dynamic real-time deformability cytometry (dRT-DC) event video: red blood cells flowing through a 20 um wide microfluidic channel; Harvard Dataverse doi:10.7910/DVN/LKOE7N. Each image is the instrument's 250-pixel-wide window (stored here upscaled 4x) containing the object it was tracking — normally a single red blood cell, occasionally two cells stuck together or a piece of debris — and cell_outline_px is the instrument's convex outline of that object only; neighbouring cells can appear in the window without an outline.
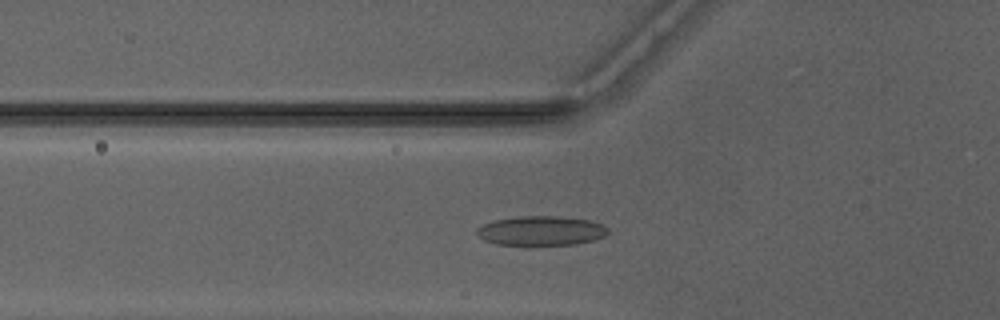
{"species": "Egyptian fruit bat (a non-hibernating species)", "species_latin": "Rousettus aegyptiacus", "temperature_condition": "warm", "stored_images_in_passage": 43, "camera_frame_rate_fps": 3000, "um_per_image_px": 0.085, "animal": {"sex": "male"}, "frame": {"image": 1, "passage_image": 11, "time_ms": 3.333, "image_size_px": [1000, 320], "cell_outline_px": [[608, 232], [604, 236], [592, 240], [576, 244], [496, 244], [484, 240], [476, 232], [476, 228], [484, 224], [496, 220], [520, 216], [560, 216], [592, 220], [604, 224], [608, 228]], "centroid_in_image_um": [46.03, 19.59], "position_along_channel_um": 79.8, "area_um2": 22.31}}
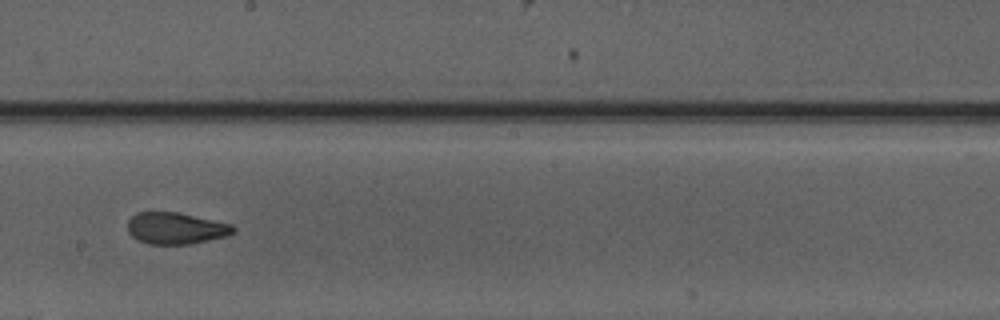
{"frame": {"image": 2, "passage_image": 22, "time_ms": 7.0, "image_size_px": [1000, 320], "cell_outline_px": [[236, 232], [228, 236], [188, 244], [148, 244], [132, 236], [128, 232], [128, 220], [136, 212], [176, 212], [232, 224], [236, 228]], "centroid_in_image_um": [14.96, 19.4], "position_along_channel_um": 233.2, "area_um2": 19.42}}
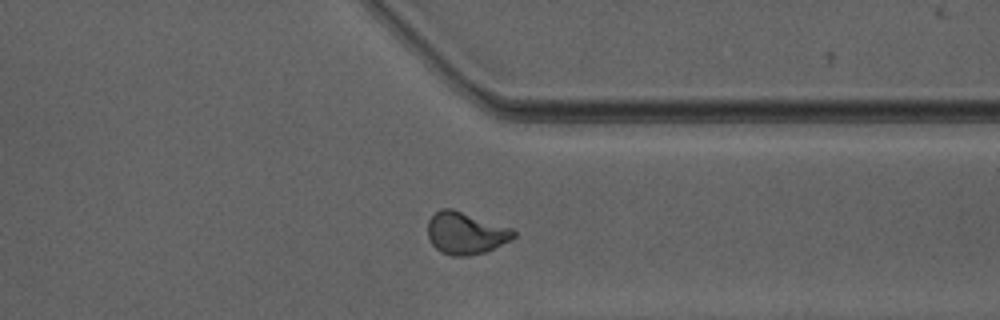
{"frame": {"image": 3, "passage_image": 32, "time_ms": 10.333, "image_size_px": [1000, 320], "cell_outline_px": [[516, 236], [512, 240], [484, 252], [468, 256], [452, 256], [440, 252], [432, 244], [428, 236], [428, 220], [440, 208], [452, 208], [512, 228], [516, 232]], "centroid_in_image_um": [39.59, 19.81], "position_along_channel_um": 371.8, "area_um2": 21.15}, "authors_computed_cell_mechanics": {"area_um2": 20.2878, "velocity_mm_per_s": 4.1776, "shape_relaxation_time_tau1_ms": 6.2701, "shape_relaxation_time_tau2_ms": 1.203, "deformation_change_tau1": 0.1934, "deformation_change_tau2": 0.073}}